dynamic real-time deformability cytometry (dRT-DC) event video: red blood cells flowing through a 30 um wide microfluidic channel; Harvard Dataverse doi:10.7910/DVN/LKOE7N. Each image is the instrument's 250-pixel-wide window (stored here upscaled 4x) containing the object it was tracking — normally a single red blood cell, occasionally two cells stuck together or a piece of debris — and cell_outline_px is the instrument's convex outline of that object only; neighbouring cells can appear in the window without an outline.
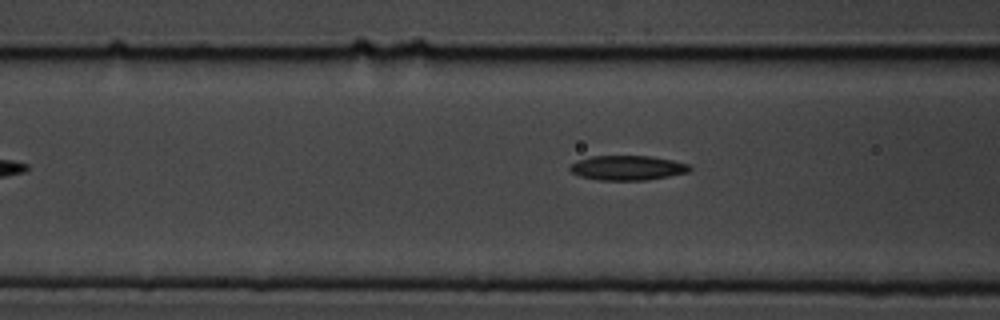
{"species": "common noctule bat (a hibernating species)", "species_latin": "Nyctalus noctula", "temperature_condition": "cold", "stored_images_in_passage": 8, "camera_frame_rate_fps": 3000, "um_per_image_px": 0.085, "animal": {"sex": "male", "body_mass_g": 19.5, "forearm_length_mm": 54.6}, "frame": {"image": 1, "passage_image": 6, "time_ms": 1.667, "image_size_px": [1000, 320], "cell_outline_px": [[692, 168], [688, 172], [668, 176], [644, 180], [596, 180], [580, 176], [572, 172], [568, 168], [576, 160], [592, 156], [652, 156], [672, 160], [688, 164]], "centroid_in_image_um": [53.31, 14.26], "position_along_channel_um": 113.3, "area_um2": 17.17}}